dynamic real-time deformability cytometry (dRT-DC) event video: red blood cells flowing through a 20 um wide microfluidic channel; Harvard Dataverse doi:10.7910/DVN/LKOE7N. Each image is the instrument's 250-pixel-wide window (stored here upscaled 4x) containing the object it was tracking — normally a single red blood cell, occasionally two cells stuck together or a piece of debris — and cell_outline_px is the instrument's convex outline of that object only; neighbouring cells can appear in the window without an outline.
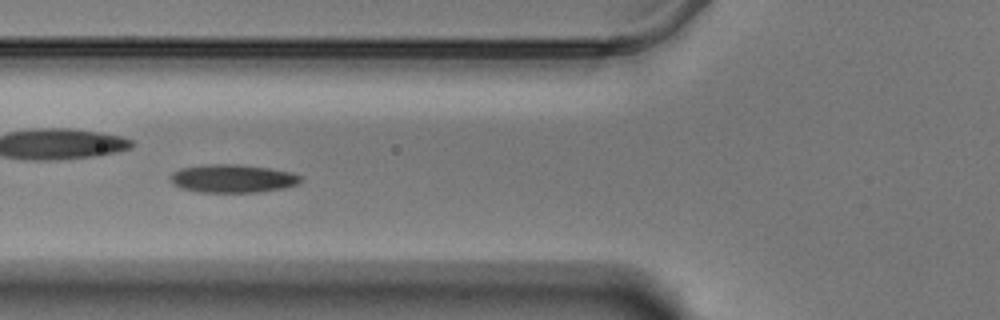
{"species": "Egyptian fruit bat (a non-hibernating species)", "species_latin": "Rousettus aegyptiacus", "temperature_condition": "warm", "stored_images_in_passage": 52, "camera_frame_rate_fps": 3000, "um_per_image_px": 0.085, "animal": {"sex": "male"}, "frame": {"image": 1, "passage_image": 16, "time_ms": 5.0, "image_size_px": [1000, 320], "cell_outline_px": [[304, 176], [296, 184], [284, 188], [260, 192], [196, 192], [180, 188], [172, 184], [168, 176], [172, 172], [180, 168], [208, 164], [236, 164], [268, 168], [292, 172]], "centroid_in_image_um": [19.73, 15.18], "position_along_channel_um": 106.1, "area_um2": 21.62}}
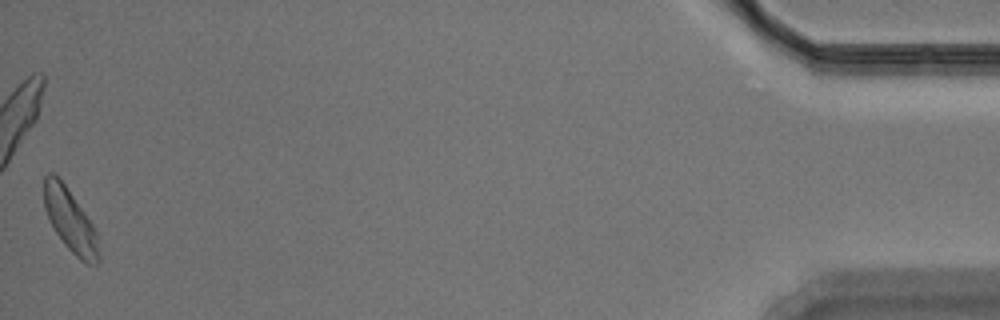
{"frame": {"image": 2, "passage_image": 52, "time_ms": 17.0, "image_size_px": [1000, 320], "cell_outline_px": [[100, 260], [96, 264], [88, 264], [80, 260], [64, 244], [56, 232], [44, 208], [44, 176], [48, 172], [52, 172], [64, 184], [84, 212], [92, 224], [96, 232], [100, 256]], "centroid_in_image_um": [5.97, 18.76], "position_along_channel_um": 429.2, "area_um2": 19.65}, "authors_computed_cell_mechanics": {"area_um2": 20.1433, "velocity_mm_per_s": 3.4501, "shape_relaxation_time_tau1_ms": 6.2058, "shape_relaxation_time_tau2_ms": 7.9555, "deformation_change_tau1": 0.1224, "deformation_change_tau2": 0.1313}}